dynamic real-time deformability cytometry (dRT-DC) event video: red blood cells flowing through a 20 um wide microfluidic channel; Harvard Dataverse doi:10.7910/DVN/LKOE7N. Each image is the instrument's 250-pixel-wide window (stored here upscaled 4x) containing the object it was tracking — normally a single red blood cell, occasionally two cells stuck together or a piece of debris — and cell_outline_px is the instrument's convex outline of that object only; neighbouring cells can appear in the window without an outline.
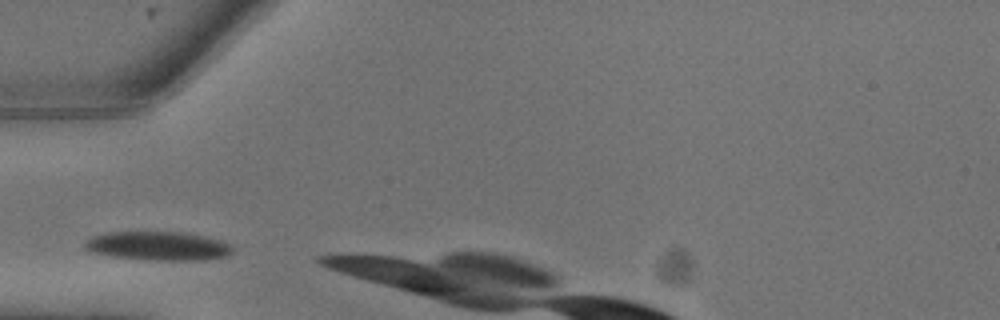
{"species": "common noctule bat (a hibernating species)", "species_latin": "Nyctalus noctula", "temperature_condition": "warm", "stored_images_in_passage": 2, "camera_frame_rate_fps": 3000, "um_per_image_px": 0.085, "animal": {"sex": "male", "body_mass_g": 13.3}, "frame": {"image": 1, "passage_image": 1, "time_ms": 0.0, "image_size_px": [1000, 320], "cell_outline_px": [[232, 252], [228, 256], [204, 260], [152, 260], [112, 256], [88, 252], [84, 248], [84, 240], [92, 236], [108, 232], [180, 232], [200, 236], [216, 240], [228, 244], [232, 248]], "centroid_in_image_um": [13.35, 20.91], "position_along_channel_um": 71.7, "area_um2": 24.68}}